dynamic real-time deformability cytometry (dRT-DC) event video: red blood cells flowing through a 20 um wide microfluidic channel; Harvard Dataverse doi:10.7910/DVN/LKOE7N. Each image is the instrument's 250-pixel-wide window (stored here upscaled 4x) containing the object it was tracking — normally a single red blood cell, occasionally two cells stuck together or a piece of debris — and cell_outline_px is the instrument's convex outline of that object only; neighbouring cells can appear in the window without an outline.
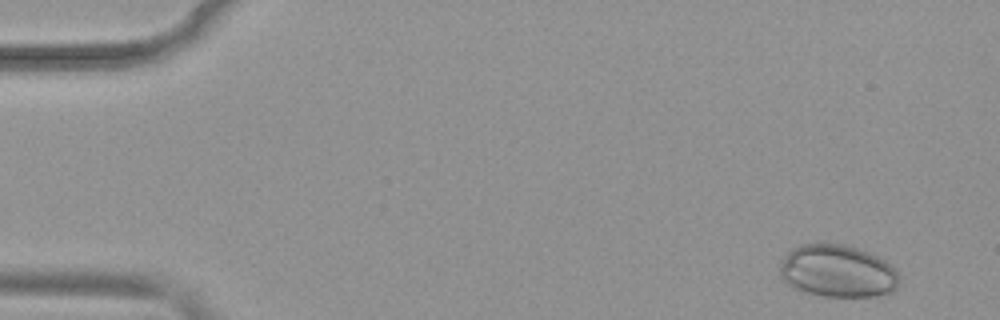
{"species": "common noctule bat (a hibernating species)", "species_latin": "Nyctalus noctula", "temperature_condition": "warm", "stored_images_in_passage": 51, "camera_frame_rate_fps": 3000, "um_per_image_px": 0.085, "animal": {"sex": "female", "body_mass_g": 19.9}, "frame": {"image": 1, "passage_image": 3, "time_ms": 0.667, "image_size_px": [1000, 320], "cell_outline_px": [[900, 280], [896, 288], [892, 292], [876, 296], [824, 296], [800, 292], [792, 288], [780, 276], [780, 264], [784, 256], [792, 248], [800, 244], [824, 240], [844, 244], [868, 252], [884, 260], [900, 276]], "centroid_in_image_um": [71.14, 23.02], "position_along_channel_um": 13.9, "area_um2": 37.17}}
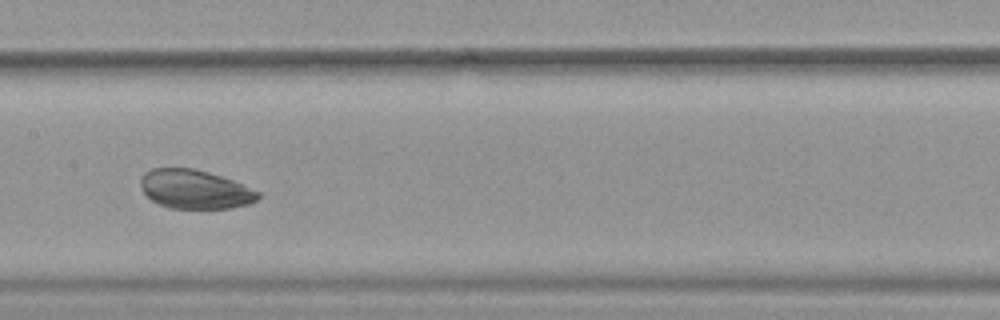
{"frame": {"image": 2, "passage_image": 26, "time_ms": 8.333, "image_size_px": [1000, 320], "cell_outline_px": [[260, 196], [256, 200], [248, 204], [232, 208], [168, 208], [152, 200], [144, 192], [140, 184], [140, 176], [144, 172], [152, 168], [192, 168], [208, 172], [232, 180], [260, 192]], "centroid_in_image_um": [16.54, 16.08], "position_along_channel_um": 190.9, "area_um2": 26.53}}
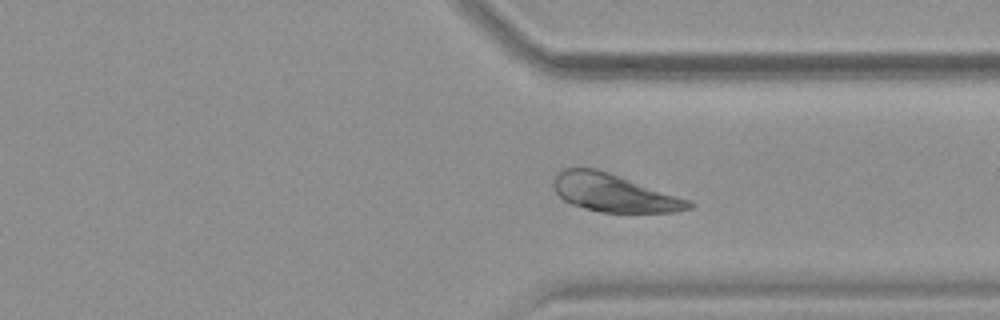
{"frame": {"image": 3, "passage_image": 39, "time_ms": 12.667, "image_size_px": [1000, 320], "cell_outline_px": [[696, 204], [692, 208], [676, 212], [600, 212], [584, 208], [572, 204], [564, 200], [556, 192], [552, 184], [552, 176], [556, 172], [564, 168], [596, 168], [692, 200]], "centroid_in_image_um": [52.18, 16.39], "position_along_channel_um": 359.2, "area_um2": 30.06}}